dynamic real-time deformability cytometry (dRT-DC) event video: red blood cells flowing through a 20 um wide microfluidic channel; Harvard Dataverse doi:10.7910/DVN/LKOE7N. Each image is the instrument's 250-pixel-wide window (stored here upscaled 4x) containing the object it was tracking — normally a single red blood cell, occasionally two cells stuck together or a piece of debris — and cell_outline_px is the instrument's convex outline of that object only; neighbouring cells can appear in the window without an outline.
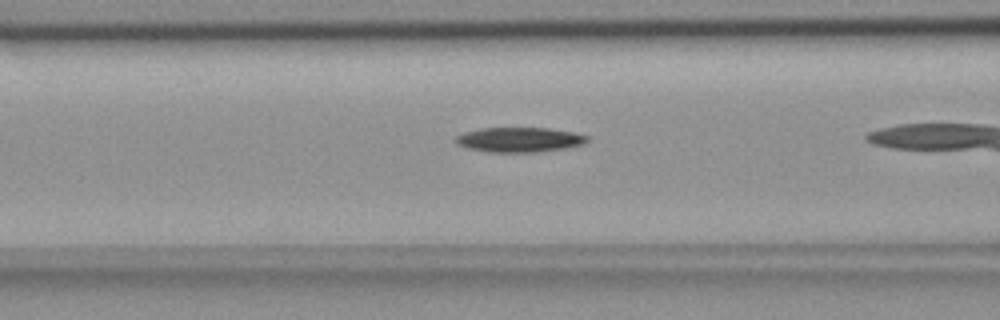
{"species": "common noctule bat (a hibernating species)", "species_latin": "Nyctalus noctula", "temperature_condition": "room temperature", "stored_images_in_passage": 20, "camera_frame_rate_fps": 3000, "um_per_image_px": 0.085, "animal": {"sex": "female", "body_mass_g": 18.4}, "frame": {"image": 1, "passage_image": 15, "time_ms": 4.667, "image_size_px": [1000, 320], "cell_outline_px": [[588, 140], [584, 144], [564, 148], [540, 152], [488, 152], [468, 148], [456, 144], [456, 136], [464, 132], [480, 128], [548, 128], [572, 132], [588, 136]], "centroid_in_image_um": [44.13, 11.87], "position_along_channel_um": 122.5, "area_um2": 18.96}}